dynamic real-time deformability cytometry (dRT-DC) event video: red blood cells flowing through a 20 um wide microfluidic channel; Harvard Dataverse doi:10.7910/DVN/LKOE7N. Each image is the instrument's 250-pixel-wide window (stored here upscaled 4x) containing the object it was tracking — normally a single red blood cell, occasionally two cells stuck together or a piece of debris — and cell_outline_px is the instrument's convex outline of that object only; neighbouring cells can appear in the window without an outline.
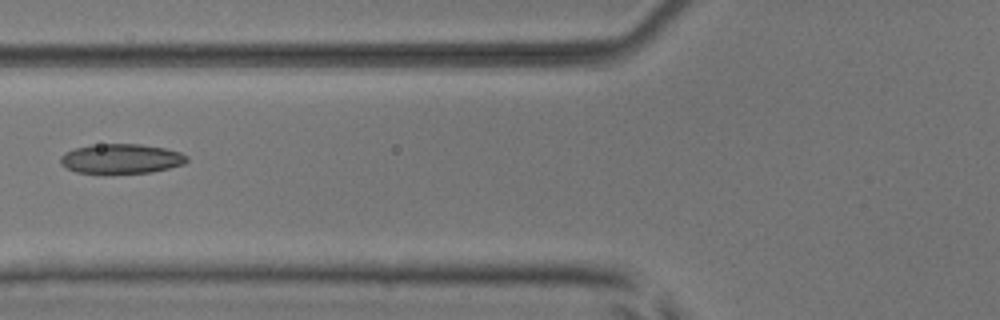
{"species": "common noctule bat (a hibernating species)", "species_latin": "Nyctalus noctula", "temperature_condition": "room temperature", "stored_images_in_passage": 4, "camera_frame_rate_fps": 3000, "um_per_image_px": 0.085, "animal": {"sex": "male", "body_mass_g": 17.9, "forearm_length_mm": 54.2}, "frame": {"image": 1, "passage_image": 4, "time_ms": 1.0, "image_size_px": [1000, 320], "cell_outline_px": [[188, 160], [184, 164], [152, 172], [76, 172], [60, 164], [60, 156], [64, 152], [76, 148], [92, 144], [140, 144], [164, 148], [180, 152], [188, 156]], "centroid_in_image_um": [10.3, 13.47], "position_along_channel_um": 115.5, "area_um2": 21.56}}